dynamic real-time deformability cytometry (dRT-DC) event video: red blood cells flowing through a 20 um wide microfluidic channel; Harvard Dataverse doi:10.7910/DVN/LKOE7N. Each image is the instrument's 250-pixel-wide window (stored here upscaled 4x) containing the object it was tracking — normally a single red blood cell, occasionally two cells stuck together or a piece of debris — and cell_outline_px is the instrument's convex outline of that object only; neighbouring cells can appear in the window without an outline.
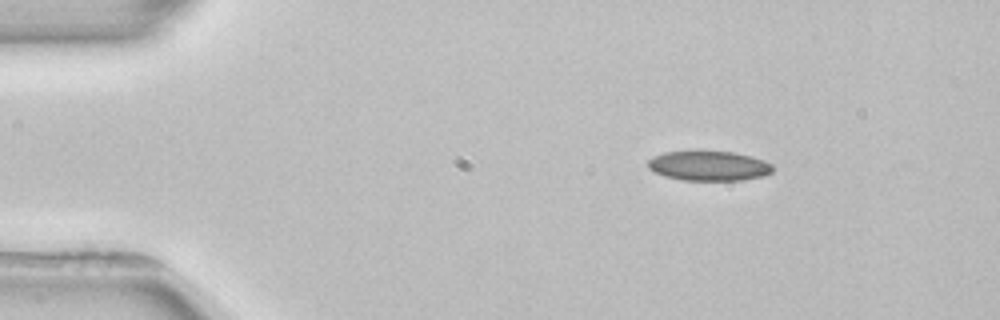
{"species": "common noctule bat (a hibernating species)", "species_latin": "Nyctalus noctula", "temperature_condition": "room temperature", "stored_images_in_passage": 3, "camera_frame_rate_fps": 3000, "um_per_image_px": 0.085, "animal": {"sex": "female", "body_mass_g": 22.7, "forearm_length_mm": 54.2}, "frame": {"image": 1, "passage_image": 1, "time_ms": 0.0, "image_size_px": [1000, 320], "cell_outline_px": [[772, 172], [764, 176], [744, 180], [680, 180], [664, 176], [648, 168], [648, 160], [652, 156], [664, 152], [732, 152], [752, 156], [764, 160], [772, 164]], "centroid_in_image_um": [60.26, 14.11], "position_along_channel_um": 24.7, "area_um2": 21.56}}
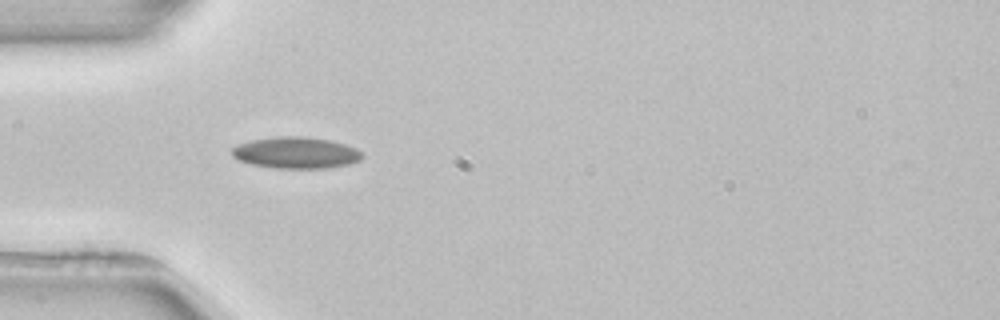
{"frame": {"image": 2, "passage_image": 3, "time_ms": 2.667, "image_size_px": [1000, 320], "cell_outline_px": [[364, 156], [360, 160], [348, 164], [328, 168], [276, 168], [252, 164], [240, 160], [232, 156], [232, 148], [240, 144], [252, 140], [276, 136], [304, 136], [328, 140], [344, 144], [356, 148], [364, 152]], "centroid_in_image_um": [25.2, 12.98], "position_along_channel_um": 59.8, "area_um2": 23.81}}